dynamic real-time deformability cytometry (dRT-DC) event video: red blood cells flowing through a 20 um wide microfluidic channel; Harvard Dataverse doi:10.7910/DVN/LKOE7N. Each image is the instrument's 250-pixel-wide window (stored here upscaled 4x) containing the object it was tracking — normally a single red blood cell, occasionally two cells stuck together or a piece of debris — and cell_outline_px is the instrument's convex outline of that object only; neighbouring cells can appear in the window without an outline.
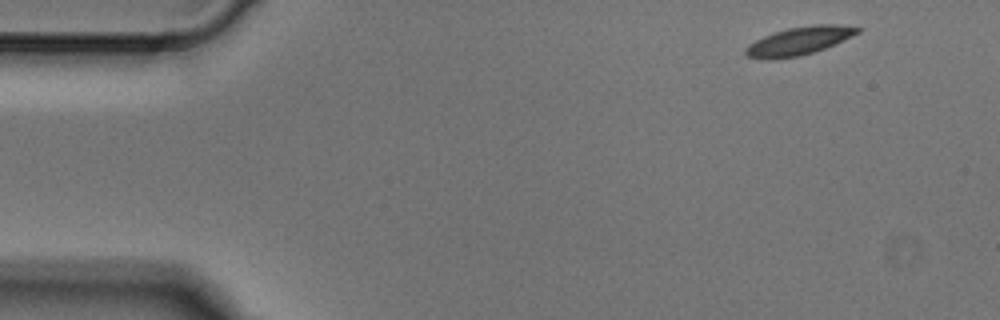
{"species": "Egyptian fruit bat (a non-hibernating species)", "species_latin": "Rousettus aegyptiacus", "temperature_condition": "cold", "stored_images_in_passage": 5, "camera_frame_rate_fps": 3000, "um_per_image_px": 0.085, "animal": {"sex": "male"}, "frame": {"image": 1, "passage_image": 1, "time_ms": 0.0, "image_size_px": [1000, 320], "cell_outline_px": [[860, 32], [852, 36], [824, 48], [800, 56], [772, 60], [768, 60], [744, 56], [744, 48], [748, 44], [764, 36], [788, 28], [812, 24], [836, 24], [860, 28]], "centroid_in_image_um": [67.86, 3.49], "position_along_channel_um": 17.1, "area_um2": 18.32}}
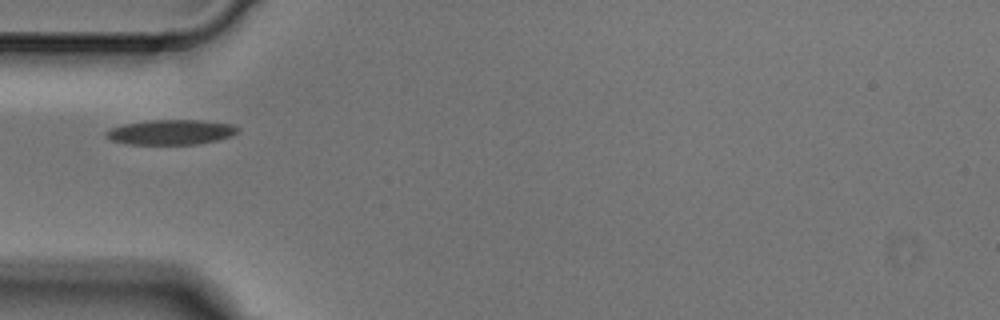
{"frame": {"image": 2, "passage_image": 4, "time_ms": 1.0, "image_size_px": [1000, 320], "cell_outline_px": [[240, 132], [232, 136], [200, 144], [128, 144], [112, 140], [104, 136], [104, 132], [112, 128], [124, 124], [148, 120], [204, 120], [232, 124], [240, 128]], "centroid_in_image_um": [14.57, 11.23], "position_along_channel_um": 70.4, "area_um2": 19.31}}
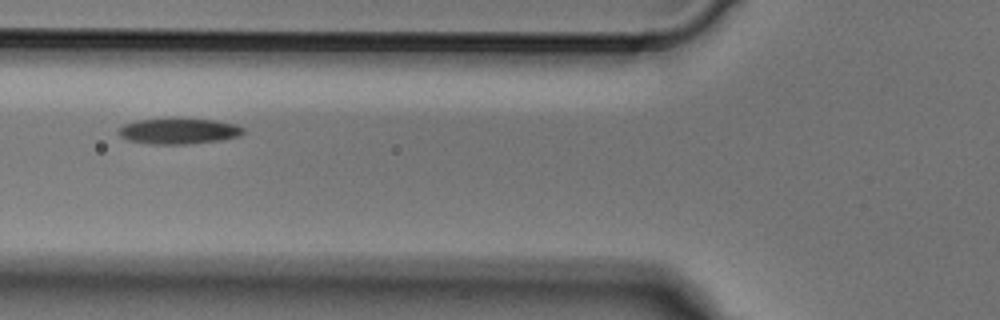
{"frame": {"image": 3, "passage_image": 5, "time_ms": 1.333, "image_size_px": [1000, 320], "cell_outline_px": [[244, 132], [240, 136], [224, 140], [188, 144], [152, 144], [128, 140], [120, 136], [116, 132], [124, 124], [136, 120], [172, 116], [216, 120], [236, 124], [244, 128]], "centroid_in_image_um": [15.2, 11.11], "position_along_channel_um": 110.6, "area_um2": 19.59}}